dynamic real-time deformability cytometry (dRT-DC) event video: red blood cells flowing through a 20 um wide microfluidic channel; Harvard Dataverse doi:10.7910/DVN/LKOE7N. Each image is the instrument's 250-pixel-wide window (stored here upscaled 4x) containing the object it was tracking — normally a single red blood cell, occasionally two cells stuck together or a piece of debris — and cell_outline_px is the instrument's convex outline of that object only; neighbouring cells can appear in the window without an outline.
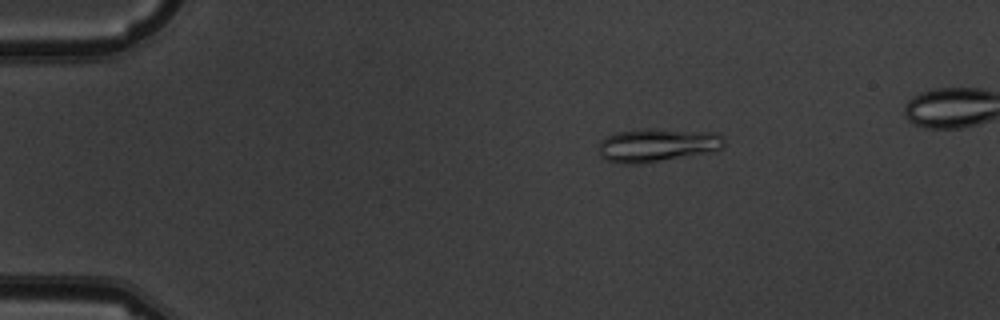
{"species": "common noctule bat (a hibernating species)", "species_latin": "Nyctalus noctula", "temperature_condition": "warm", "stored_images_in_passage": 7, "camera_frame_rate_fps": 3000, "um_per_image_px": 0.085, "animal": {"sex": "male", "body_mass_g": 19.5, "forearm_length_mm": 54.6}, "frame": {"image": 1, "passage_image": 4, "time_ms": 3.333, "image_size_px": [1000, 320], "cell_outline_px": [[724, 148], [712, 152], [640, 164], [624, 164], [604, 160], [600, 156], [600, 140], [616, 132], [652, 128], [720, 132], [724, 136]], "centroid_in_image_um": [55.93, 12.33], "position_along_channel_um": 29.1, "area_um2": 24.85}}